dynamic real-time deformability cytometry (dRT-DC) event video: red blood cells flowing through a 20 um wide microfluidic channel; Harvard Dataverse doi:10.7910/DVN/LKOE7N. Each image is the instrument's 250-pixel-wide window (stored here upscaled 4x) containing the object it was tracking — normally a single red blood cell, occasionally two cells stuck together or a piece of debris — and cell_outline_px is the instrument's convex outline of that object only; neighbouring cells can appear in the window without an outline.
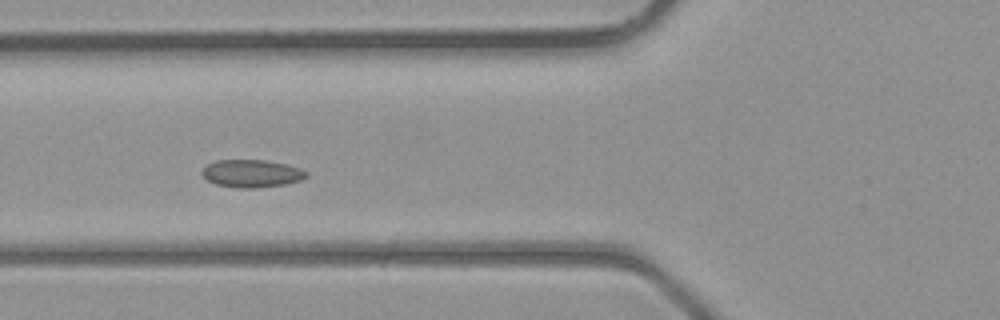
{"species": "common noctule bat (a hibernating species)", "species_latin": "Nyctalus noctula", "temperature_condition": "room temperature", "stored_images_in_passage": 2, "camera_frame_rate_fps": 3000, "um_per_image_px": 0.085, "animal": {"sex": "male", "body_mass_g": 23.1, "forearm_length_mm": 52.7}, "frame": {"image": 1, "passage_image": 2, "time_ms": 1.0, "image_size_px": [1000, 320], "cell_outline_px": [[308, 176], [300, 180], [288, 184], [256, 188], [236, 188], [216, 184], [208, 180], [200, 172], [208, 164], [216, 160], [264, 160], [288, 164], [300, 168], [308, 172]], "centroid_in_image_um": [21.42, 14.75], "position_along_channel_um": 104.4, "area_um2": 16.94}}